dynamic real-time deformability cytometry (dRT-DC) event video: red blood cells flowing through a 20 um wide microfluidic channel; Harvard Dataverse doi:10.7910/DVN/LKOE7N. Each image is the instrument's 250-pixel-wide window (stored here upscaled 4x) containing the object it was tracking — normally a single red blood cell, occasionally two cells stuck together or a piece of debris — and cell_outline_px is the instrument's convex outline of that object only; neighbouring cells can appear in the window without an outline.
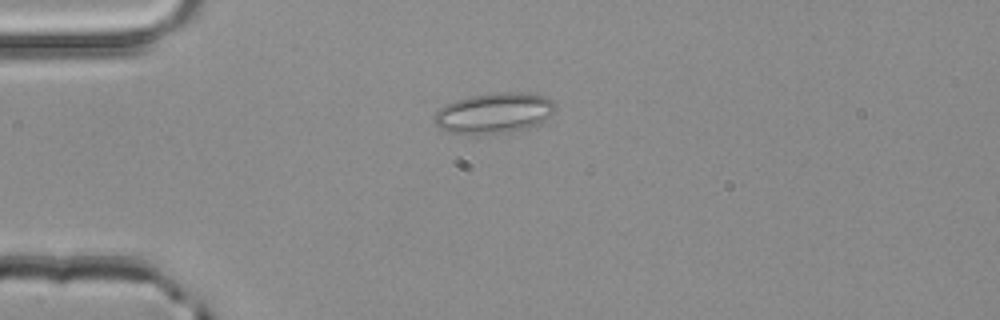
{"species": "common noctule bat (a hibernating species)", "species_latin": "Nyctalus noctula", "temperature_condition": "room temperature", "stored_images_in_passage": 39, "camera_frame_rate_fps": 3000, "um_per_image_px": 0.085, "animal": {"sex": "male", "body_mass_g": 20.4}, "frame": {"image": 1, "passage_image": 1, "time_ms": 0.0, "image_size_px": [1000, 320], "cell_outline_px": [[556, 108], [540, 124], [528, 128], [508, 132], [484, 136], [472, 136], [448, 132], [440, 128], [432, 120], [436, 112], [440, 108], [456, 100], [468, 96], [496, 92], [520, 92], [544, 96], [552, 100], [556, 104]], "centroid_in_image_um": [41.97, 9.64], "position_along_channel_um": 43.0, "area_um2": 29.13}}
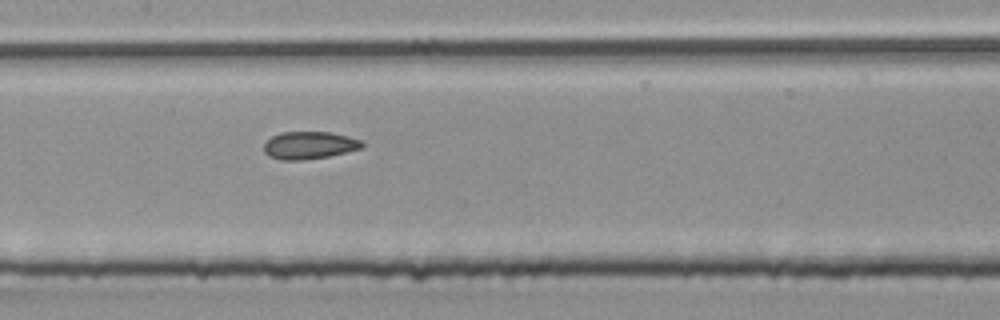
{"frame": {"image": 2, "passage_image": 13, "time_ms": 4.0, "image_size_px": [1000, 320], "cell_outline_px": [[364, 148], [328, 156], [300, 160], [280, 160], [268, 156], [264, 152], [264, 144], [272, 136], [280, 132], [332, 132], [364, 140]], "centroid_in_image_um": [26.32, 12.34], "position_along_channel_um": 181.1, "area_um2": 15.9}}
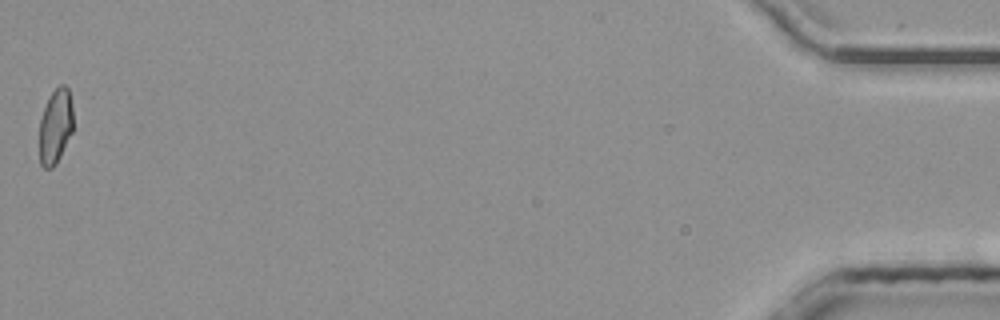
{"frame": {"image": 3, "passage_image": 39, "time_ms": 12.667, "image_size_px": [1000, 320], "cell_outline_px": [[72, 132], [56, 164], [52, 168], [44, 168], [40, 164], [40, 120], [44, 108], [52, 92], [60, 84], [64, 84], [68, 88], [72, 108]], "centroid_in_image_um": [4.71, 10.74], "position_along_channel_um": 430.5, "area_um2": 14.51}, "authors_computed_cell_mechanics": {"area_um2": 15.6638, "velocity_mm_per_s": 4.0671, "shape_relaxation_time_tau1_ms": 10.1527, "shape_relaxation_time_tau2_ms": 2.193, "deformation_change_tau1": 0.1309, "deformation_change_tau2": 0.0702}}